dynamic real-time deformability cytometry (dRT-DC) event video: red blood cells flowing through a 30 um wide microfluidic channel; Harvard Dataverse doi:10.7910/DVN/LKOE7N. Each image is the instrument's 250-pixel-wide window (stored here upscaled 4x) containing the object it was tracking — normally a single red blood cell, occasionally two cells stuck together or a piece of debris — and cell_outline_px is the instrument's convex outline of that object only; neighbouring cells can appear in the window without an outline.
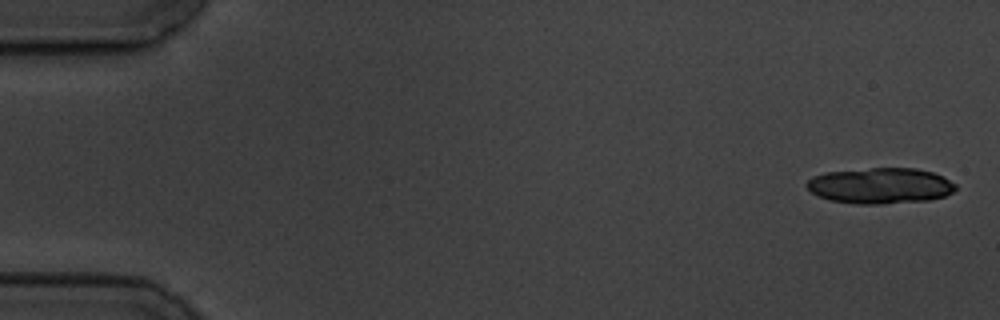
{"species": "common noctule bat (a hibernating species)", "species_latin": "Nyctalus noctula", "temperature_condition": "cold", "stored_images_in_passage": 5, "camera_frame_rate_fps": 3000, "um_per_image_px": 0.085, "animal": {"sex": "male", "body_mass_g": 19.5, "forearm_length_mm": 54.6}, "frame": {"image": 1, "passage_image": 1, "time_ms": 0.0, "image_size_px": [1000, 320], "cell_outline_px": [[956, 188], [952, 192], [944, 196], [928, 200], [880, 204], [856, 204], [828, 200], [816, 196], [804, 184], [812, 176], [824, 172], [872, 168], [916, 168], [932, 172], [956, 184]], "centroid_in_image_um": [74.77, 15.79], "position_along_channel_um": 10.2, "area_um2": 31.15}}